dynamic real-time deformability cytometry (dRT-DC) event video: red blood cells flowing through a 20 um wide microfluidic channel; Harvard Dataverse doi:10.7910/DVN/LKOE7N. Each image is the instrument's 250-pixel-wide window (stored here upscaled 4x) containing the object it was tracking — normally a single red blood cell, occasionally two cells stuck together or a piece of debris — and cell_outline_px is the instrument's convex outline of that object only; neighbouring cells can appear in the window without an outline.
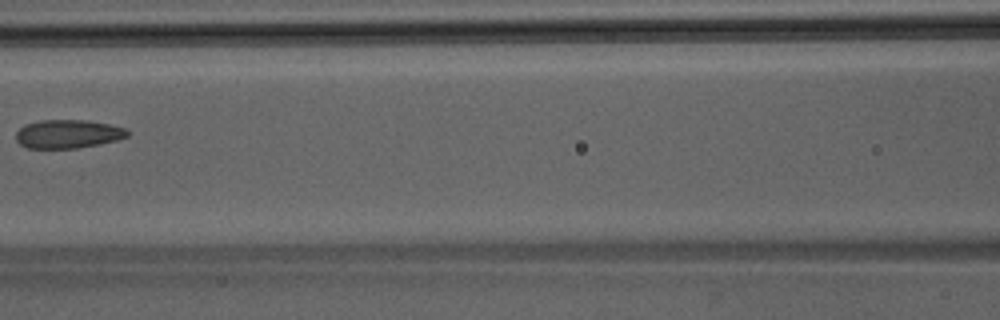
{"species": "Egyptian fruit bat (a non-hibernating species)", "species_latin": "Rousettus aegyptiacus", "temperature_condition": "room temperature", "stored_images_in_passage": 6, "camera_frame_rate_fps": 3000, "um_per_image_px": 0.085, "animal": {"sex": "male"}, "frame": {"image": 1, "passage_image": 6, "time_ms": 1.667, "image_size_px": [1000, 320], "cell_outline_px": [[128, 136], [116, 140], [76, 148], [28, 148], [20, 144], [16, 140], [16, 132], [24, 124], [40, 120], [88, 120], [108, 124], [124, 128], [128, 132]], "centroid_in_image_um": [5.73, 11.38], "position_along_channel_um": 160.9, "area_um2": 18.38}}